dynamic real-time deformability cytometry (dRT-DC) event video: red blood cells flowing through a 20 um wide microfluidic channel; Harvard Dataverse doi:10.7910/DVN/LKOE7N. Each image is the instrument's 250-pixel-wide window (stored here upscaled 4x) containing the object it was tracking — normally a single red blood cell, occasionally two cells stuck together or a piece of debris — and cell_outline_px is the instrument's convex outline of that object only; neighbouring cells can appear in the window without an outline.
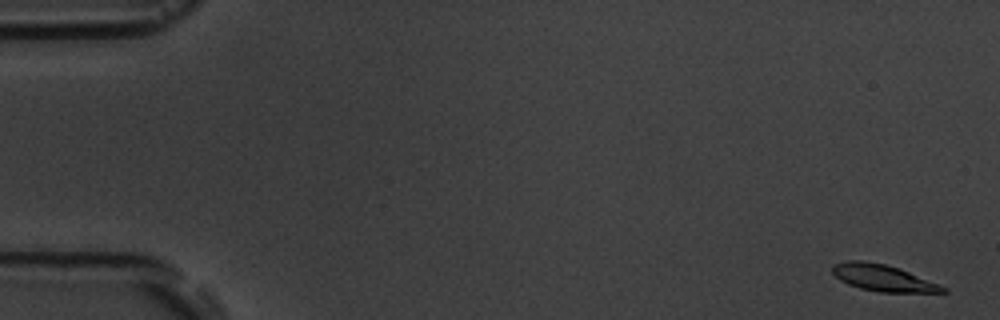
{"species": "common noctule bat (a hibernating species)", "species_latin": "Nyctalus noctula", "temperature_condition": "room temperature", "stored_images_in_passage": 6, "camera_frame_rate_fps": 3000, "um_per_image_px": 0.085, "animal": {"sex": "male", "body_mass_g": 19.5, "forearm_length_mm": 54.6}, "frame": {"image": 1, "passage_image": 1, "time_ms": 0.0, "image_size_px": [1000, 320], "cell_outline_px": [[948, 292], [880, 292], [860, 288], [848, 284], [840, 280], [832, 272], [832, 264], [848, 260], [864, 260], [884, 264], [900, 268], [940, 284], [948, 288]], "centroid_in_image_um": [75.06, 23.61], "position_along_channel_um": 9.9, "area_um2": 17.17}}
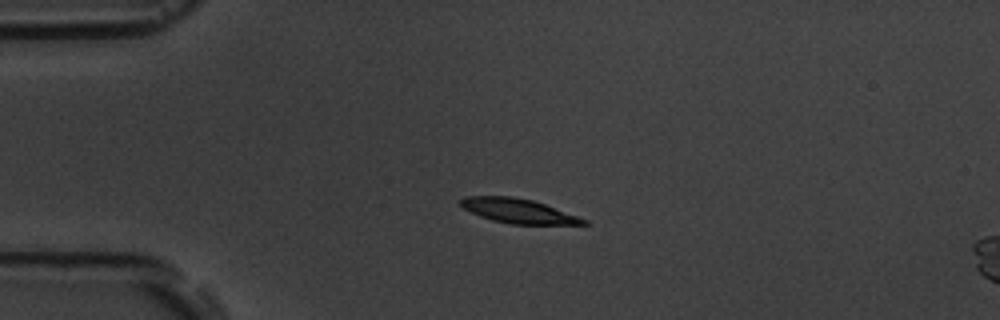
{"frame": {"image": 2, "passage_image": 4, "time_ms": 4.0, "image_size_px": [1000, 320], "cell_outline_px": [[592, 224], [512, 224], [492, 220], [480, 216], [464, 208], [460, 204], [460, 200], [464, 196], [512, 196], [532, 200], [544, 204], [588, 220]], "centroid_in_image_um": [44.05, 17.92], "position_along_channel_um": 41.0, "area_um2": 17.28}}
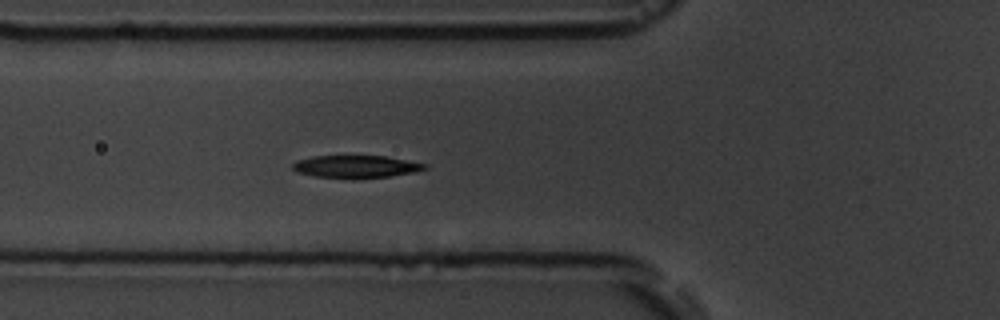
{"frame": {"image": 3, "passage_image": 6, "time_ms": 6.333, "image_size_px": [1000, 320], "cell_outline_px": [[428, 168], [416, 172], [388, 176], [352, 180], [316, 176], [296, 172], [292, 168], [292, 164], [296, 160], [312, 156], [384, 156], [428, 164]], "centroid_in_image_um": [30.24, 14.18], "position_along_channel_um": 95.6, "area_um2": 17.63}}